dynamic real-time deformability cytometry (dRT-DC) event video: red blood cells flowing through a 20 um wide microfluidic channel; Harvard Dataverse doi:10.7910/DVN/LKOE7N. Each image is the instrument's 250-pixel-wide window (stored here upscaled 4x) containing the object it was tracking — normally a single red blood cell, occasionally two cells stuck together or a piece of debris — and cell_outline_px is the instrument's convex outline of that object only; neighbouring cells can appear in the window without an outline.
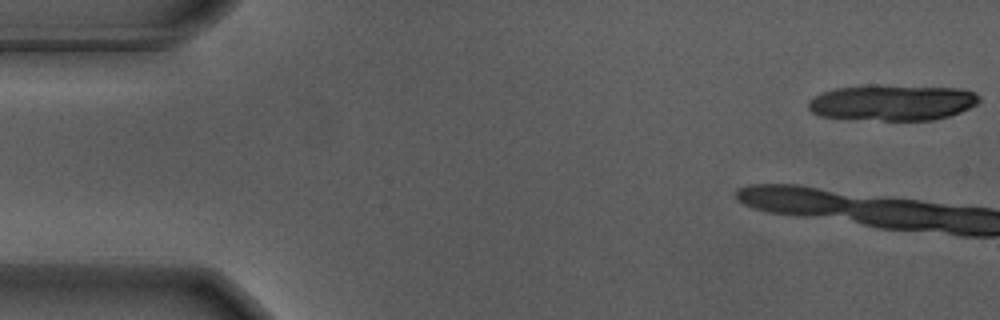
{"species": "Egyptian fruit bat (a non-hibernating species)", "species_latin": "Rousettus aegyptiacus", "temperature_condition": "warm", "stored_images_in_passage": 8, "camera_frame_rate_fps": 3000, "um_per_image_px": 0.085, "animal": {"sex": "male"}, "frame": {"image": 1, "passage_image": 1, "time_ms": 0.0, "image_size_px": [1000, 320], "cell_outline_px": [[980, 100], [976, 104], [960, 112], [948, 116], [932, 120], [884, 120], [820, 116], [812, 112], [808, 108], [808, 100], [824, 92], [836, 88], [956, 88], [976, 92], [980, 96]], "centroid_in_image_um": [75.89, 8.77], "position_along_channel_um": 9.1, "area_um2": 33.99}}